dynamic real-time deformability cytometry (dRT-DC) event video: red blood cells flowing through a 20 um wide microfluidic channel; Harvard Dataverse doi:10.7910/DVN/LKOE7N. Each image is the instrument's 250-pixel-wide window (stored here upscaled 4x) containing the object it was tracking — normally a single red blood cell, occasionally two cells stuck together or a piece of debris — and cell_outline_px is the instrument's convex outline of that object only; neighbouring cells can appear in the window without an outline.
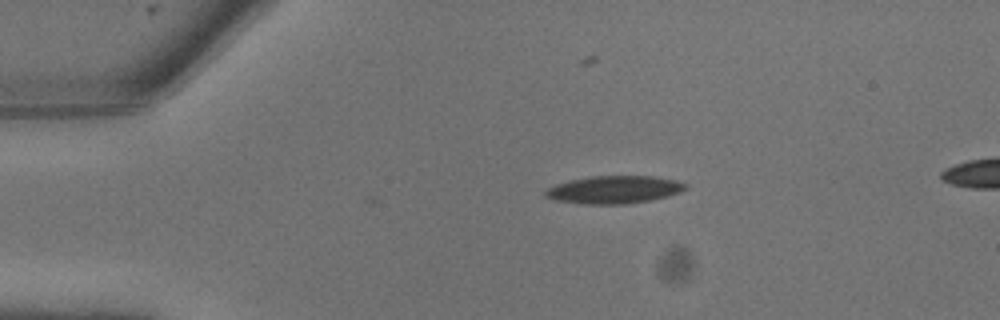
{"species": "common noctule bat (a hibernating species)", "species_latin": "Nyctalus noctula", "temperature_condition": "warm", "stored_images_in_passage": 4, "camera_frame_rate_fps": 3000, "um_per_image_px": 0.085, "animal": {"sex": "male", "body_mass_g": 13.3}, "frame": {"image": 1, "passage_image": 1, "time_ms": 0.0, "image_size_px": [1000, 320], "cell_outline_px": [[688, 188], [680, 192], [668, 196], [648, 200], [624, 204], [584, 204], [552, 200], [544, 196], [544, 192], [548, 188], [556, 184], [572, 180], [592, 176], [652, 176], [676, 180], [688, 184]], "centroid_in_image_um": [52.2, 16.12], "position_along_channel_um": 32.8, "area_um2": 22.6}}